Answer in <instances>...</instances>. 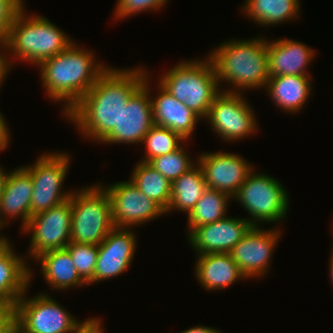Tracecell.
<instances>
[{
    "label": "cell",
    "instance_id": "cell-1",
    "mask_svg": "<svg viewBox=\"0 0 333 333\" xmlns=\"http://www.w3.org/2000/svg\"><path fill=\"white\" fill-rule=\"evenodd\" d=\"M146 67H109L94 86L64 115L80 135L101 142L119 124L121 110L143 85Z\"/></svg>",
    "mask_w": 333,
    "mask_h": 333
},
{
    "label": "cell",
    "instance_id": "cell-2",
    "mask_svg": "<svg viewBox=\"0 0 333 333\" xmlns=\"http://www.w3.org/2000/svg\"><path fill=\"white\" fill-rule=\"evenodd\" d=\"M77 45L73 42L64 51L37 66L40 69L42 86L49 100L65 104L62 111L64 115L110 67V65L105 66L101 61L99 63L92 51Z\"/></svg>",
    "mask_w": 333,
    "mask_h": 333
},
{
    "label": "cell",
    "instance_id": "cell-3",
    "mask_svg": "<svg viewBox=\"0 0 333 333\" xmlns=\"http://www.w3.org/2000/svg\"><path fill=\"white\" fill-rule=\"evenodd\" d=\"M267 44L268 39L263 36L229 40L207 55L213 62L219 85L230 84V89L225 87L221 91L243 93L248 89H265L269 79Z\"/></svg>",
    "mask_w": 333,
    "mask_h": 333
},
{
    "label": "cell",
    "instance_id": "cell-4",
    "mask_svg": "<svg viewBox=\"0 0 333 333\" xmlns=\"http://www.w3.org/2000/svg\"><path fill=\"white\" fill-rule=\"evenodd\" d=\"M24 9L25 4L14 16L4 42L5 64L9 72L13 68L14 59L26 63L28 61L37 67L44 60L64 51L75 41L45 16L30 13L28 15Z\"/></svg>",
    "mask_w": 333,
    "mask_h": 333
},
{
    "label": "cell",
    "instance_id": "cell-5",
    "mask_svg": "<svg viewBox=\"0 0 333 333\" xmlns=\"http://www.w3.org/2000/svg\"><path fill=\"white\" fill-rule=\"evenodd\" d=\"M162 75L158 83L202 120L205 119L222 88L209 56L206 59L180 61Z\"/></svg>",
    "mask_w": 333,
    "mask_h": 333
},
{
    "label": "cell",
    "instance_id": "cell-6",
    "mask_svg": "<svg viewBox=\"0 0 333 333\" xmlns=\"http://www.w3.org/2000/svg\"><path fill=\"white\" fill-rule=\"evenodd\" d=\"M70 242L99 245L115 227L106 190L97 183L73 191Z\"/></svg>",
    "mask_w": 333,
    "mask_h": 333
},
{
    "label": "cell",
    "instance_id": "cell-7",
    "mask_svg": "<svg viewBox=\"0 0 333 333\" xmlns=\"http://www.w3.org/2000/svg\"><path fill=\"white\" fill-rule=\"evenodd\" d=\"M288 195L278 179L253 169L232 199L248 212L250 218L246 219L253 226L261 227V223L283 222L290 205Z\"/></svg>",
    "mask_w": 333,
    "mask_h": 333
},
{
    "label": "cell",
    "instance_id": "cell-8",
    "mask_svg": "<svg viewBox=\"0 0 333 333\" xmlns=\"http://www.w3.org/2000/svg\"><path fill=\"white\" fill-rule=\"evenodd\" d=\"M70 154L45 152L31 165L22 166L31 176V217L47 211L69 199L73 191H65L63 184L71 166Z\"/></svg>",
    "mask_w": 333,
    "mask_h": 333
},
{
    "label": "cell",
    "instance_id": "cell-9",
    "mask_svg": "<svg viewBox=\"0 0 333 333\" xmlns=\"http://www.w3.org/2000/svg\"><path fill=\"white\" fill-rule=\"evenodd\" d=\"M27 291L14 307L16 333H69L82 322L47 293L28 298Z\"/></svg>",
    "mask_w": 333,
    "mask_h": 333
},
{
    "label": "cell",
    "instance_id": "cell-10",
    "mask_svg": "<svg viewBox=\"0 0 333 333\" xmlns=\"http://www.w3.org/2000/svg\"><path fill=\"white\" fill-rule=\"evenodd\" d=\"M243 93L221 91L205 118L211 130L225 142L242 141L257 133L258 120Z\"/></svg>",
    "mask_w": 333,
    "mask_h": 333
},
{
    "label": "cell",
    "instance_id": "cell-11",
    "mask_svg": "<svg viewBox=\"0 0 333 333\" xmlns=\"http://www.w3.org/2000/svg\"><path fill=\"white\" fill-rule=\"evenodd\" d=\"M72 223L71 199L32 216L22 230L31 234L27 255L33 260L49 250L65 249L70 243Z\"/></svg>",
    "mask_w": 333,
    "mask_h": 333
},
{
    "label": "cell",
    "instance_id": "cell-12",
    "mask_svg": "<svg viewBox=\"0 0 333 333\" xmlns=\"http://www.w3.org/2000/svg\"><path fill=\"white\" fill-rule=\"evenodd\" d=\"M100 183L108 194L115 227L141 226L153 219L157 220V217H162L163 214L166 215L158 203L145 196L130 180L118 181L108 186Z\"/></svg>",
    "mask_w": 333,
    "mask_h": 333
},
{
    "label": "cell",
    "instance_id": "cell-13",
    "mask_svg": "<svg viewBox=\"0 0 333 333\" xmlns=\"http://www.w3.org/2000/svg\"><path fill=\"white\" fill-rule=\"evenodd\" d=\"M150 76L149 73L145 76L143 85L122 108L119 124L101 141L102 144L134 145L142 142L154 125Z\"/></svg>",
    "mask_w": 333,
    "mask_h": 333
},
{
    "label": "cell",
    "instance_id": "cell-14",
    "mask_svg": "<svg viewBox=\"0 0 333 333\" xmlns=\"http://www.w3.org/2000/svg\"><path fill=\"white\" fill-rule=\"evenodd\" d=\"M279 229L276 226L267 230L253 226L231 250L232 259L247 279L258 280L269 272L274 248L282 233Z\"/></svg>",
    "mask_w": 333,
    "mask_h": 333
},
{
    "label": "cell",
    "instance_id": "cell-15",
    "mask_svg": "<svg viewBox=\"0 0 333 333\" xmlns=\"http://www.w3.org/2000/svg\"><path fill=\"white\" fill-rule=\"evenodd\" d=\"M207 187L231 198L255 168L244 157L229 152H203L197 157Z\"/></svg>",
    "mask_w": 333,
    "mask_h": 333
},
{
    "label": "cell",
    "instance_id": "cell-16",
    "mask_svg": "<svg viewBox=\"0 0 333 333\" xmlns=\"http://www.w3.org/2000/svg\"><path fill=\"white\" fill-rule=\"evenodd\" d=\"M131 228L114 227L98 245V258L93 278L88 285L122 275L130 268L137 247V236Z\"/></svg>",
    "mask_w": 333,
    "mask_h": 333
},
{
    "label": "cell",
    "instance_id": "cell-17",
    "mask_svg": "<svg viewBox=\"0 0 333 333\" xmlns=\"http://www.w3.org/2000/svg\"><path fill=\"white\" fill-rule=\"evenodd\" d=\"M253 225L246 218L224 217L211 224L192 229L188 242L196 256L208 253H230Z\"/></svg>",
    "mask_w": 333,
    "mask_h": 333
},
{
    "label": "cell",
    "instance_id": "cell-18",
    "mask_svg": "<svg viewBox=\"0 0 333 333\" xmlns=\"http://www.w3.org/2000/svg\"><path fill=\"white\" fill-rule=\"evenodd\" d=\"M33 182L30 174L22 167L8 172L6 182L0 199V226L3 228L6 221L20 218L23 228L31 218V196ZM9 218V219H6Z\"/></svg>",
    "mask_w": 333,
    "mask_h": 333
},
{
    "label": "cell",
    "instance_id": "cell-19",
    "mask_svg": "<svg viewBox=\"0 0 333 333\" xmlns=\"http://www.w3.org/2000/svg\"><path fill=\"white\" fill-rule=\"evenodd\" d=\"M269 77L282 75L312 76L307 68L315 57L314 49L300 41L280 38L268 40Z\"/></svg>",
    "mask_w": 333,
    "mask_h": 333
},
{
    "label": "cell",
    "instance_id": "cell-20",
    "mask_svg": "<svg viewBox=\"0 0 333 333\" xmlns=\"http://www.w3.org/2000/svg\"><path fill=\"white\" fill-rule=\"evenodd\" d=\"M156 85L157 95L151 96L154 125L166 127L188 141L198 121L202 119L168 93L159 83L156 82Z\"/></svg>",
    "mask_w": 333,
    "mask_h": 333
},
{
    "label": "cell",
    "instance_id": "cell-21",
    "mask_svg": "<svg viewBox=\"0 0 333 333\" xmlns=\"http://www.w3.org/2000/svg\"><path fill=\"white\" fill-rule=\"evenodd\" d=\"M195 276L207 291L224 290L238 280H247L230 253H208L197 256Z\"/></svg>",
    "mask_w": 333,
    "mask_h": 333
},
{
    "label": "cell",
    "instance_id": "cell-22",
    "mask_svg": "<svg viewBox=\"0 0 333 333\" xmlns=\"http://www.w3.org/2000/svg\"><path fill=\"white\" fill-rule=\"evenodd\" d=\"M312 76L282 75L269 77L266 93L280 111L299 113L308 102L312 91Z\"/></svg>",
    "mask_w": 333,
    "mask_h": 333
},
{
    "label": "cell",
    "instance_id": "cell-23",
    "mask_svg": "<svg viewBox=\"0 0 333 333\" xmlns=\"http://www.w3.org/2000/svg\"><path fill=\"white\" fill-rule=\"evenodd\" d=\"M25 259L12 249L0 261V302L6 306L15 307L32 284L30 282L33 280V270Z\"/></svg>",
    "mask_w": 333,
    "mask_h": 333
},
{
    "label": "cell",
    "instance_id": "cell-24",
    "mask_svg": "<svg viewBox=\"0 0 333 333\" xmlns=\"http://www.w3.org/2000/svg\"><path fill=\"white\" fill-rule=\"evenodd\" d=\"M34 261L40 264L44 280L54 290L65 291L69 288L88 285L78 274L71 255L66 249L46 251L37 256Z\"/></svg>",
    "mask_w": 333,
    "mask_h": 333
},
{
    "label": "cell",
    "instance_id": "cell-25",
    "mask_svg": "<svg viewBox=\"0 0 333 333\" xmlns=\"http://www.w3.org/2000/svg\"><path fill=\"white\" fill-rule=\"evenodd\" d=\"M300 0H245L241 11L254 21V24L276 26L298 19Z\"/></svg>",
    "mask_w": 333,
    "mask_h": 333
},
{
    "label": "cell",
    "instance_id": "cell-26",
    "mask_svg": "<svg viewBox=\"0 0 333 333\" xmlns=\"http://www.w3.org/2000/svg\"><path fill=\"white\" fill-rule=\"evenodd\" d=\"M207 188L201 167L197 163L172 182L171 200L166 214L180 211L188 216Z\"/></svg>",
    "mask_w": 333,
    "mask_h": 333
},
{
    "label": "cell",
    "instance_id": "cell-27",
    "mask_svg": "<svg viewBox=\"0 0 333 333\" xmlns=\"http://www.w3.org/2000/svg\"><path fill=\"white\" fill-rule=\"evenodd\" d=\"M129 180L145 196L158 203L165 211L171 200L172 183L149 163L138 161Z\"/></svg>",
    "mask_w": 333,
    "mask_h": 333
},
{
    "label": "cell",
    "instance_id": "cell-28",
    "mask_svg": "<svg viewBox=\"0 0 333 333\" xmlns=\"http://www.w3.org/2000/svg\"><path fill=\"white\" fill-rule=\"evenodd\" d=\"M231 199L225 192L207 188L187 216L188 232L198 226L211 224L226 217Z\"/></svg>",
    "mask_w": 333,
    "mask_h": 333
},
{
    "label": "cell",
    "instance_id": "cell-29",
    "mask_svg": "<svg viewBox=\"0 0 333 333\" xmlns=\"http://www.w3.org/2000/svg\"><path fill=\"white\" fill-rule=\"evenodd\" d=\"M187 140L183 139L178 133L166 127L153 125L142 140L145 146L144 158L140 161L149 163L152 159L169 154L176 150L181 144L186 145Z\"/></svg>",
    "mask_w": 333,
    "mask_h": 333
},
{
    "label": "cell",
    "instance_id": "cell-30",
    "mask_svg": "<svg viewBox=\"0 0 333 333\" xmlns=\"http://www.w3.org/2000/svg\"><path fill=\"white\" fill-rule=\"evenodd\" d=\"M184 147L185 146L181 144L176 150L169 154L152 159L149 164L172 183L197 164L195 160H191Z\"/></svg>",
    "mask_w": 333,
    "mask_h": 333
},
{
    "label": "cell",
    "instance_id": "cell-31",
    "mask_svg": "<svg viewBox=\"0 0 333 333\" xmlns=\"http://www.w3.org/2000/svg\"><path fill=\"white\" fill-rule=\"evenodd\" d=\"M65 249L70 253L80 277L88 283L93 278L98 258V245L70 242Z\"/></svg>",
    "mask_w": 333,
    "mask_h": 333
},
{
    "label": "cell",
    "instance_id": "cell-32",
    "mask_svg": "<svg viewBox=\"0 0 333 333\" xmlns=\"http://www.w3.org/2000/svg\"><path fill=\"white\" fill-rule=\"evenodd\" d=\"M169 0H118L114 10L115 21L128 18L144 11L163 8Z\"/></svg>",
    "mask_w": 333,
    "mask_h": 333
},
{
    "label": "cell",
    "instance_id": "cell-33",
    "mask_svg": "<svg viewBox=\"0 0 333 333\" xmlns=\"http://www.w3.org/2000/svg\"><path fill=\"white\" fill-rule=\"evenodd\" d=\"M23 0H0V41L5 42L10 26L18 10L24 5Z\"/></svg>",
    "mask_w": 333,
    "mask_h": 333
},
{
    "label": "cell",
    "instance_id": "cell-34",
    "mask_svg": "<svg viewBox=\"0 0 333 333\" xmlns=\"http://www.w3.org/2000/svg\"><path fill=\"white\" fill-rule=\"evenodd\" d=\"M0 333H16L15 308L0 302Z\"/></svg>",
    "mask_w": 333,
    "mask_h": 333
},
{
    "label": "cell",
    "instance_id": "cell-35",
    "mask_svg": "<svg viewBox=\"0 0 333 333\" xmlns=\"http://www.w3.org/2000/svg\"><path fill=\"white\" fill-rule=\"evenodd\" d=\"M100 318L90 317L79 323L71 332L69 333H104Z\"/></svg>",
    "mask_w": 333,
    "mask_h": 333
},
{
    "label": "cell",
    "instance_id": "cell-36",
    "mask_svg": "<svg viewBox=\"0 0 333 333\" xmlns=\"http://www.w3.org/2000/svg\"><path fill=\"white\" fill-rule=\"evenodd\" d=\"M1 89V87H0ZM10 129L6 122V119L2 113H0V150L7 149L10 141Z\"/></svg>",
    "mask_w": 333,
    "mask_h": 333
},
{
    "label": "cell",
    "instance_id": "cell-37",
    "mask_svg": "<svg viewBox=\"0 0 333 333\" xmlns=\"http://www.w3.org/2000/svg\"><path fill=\"white\" fill-rule=\"evenodd\" d=\"M4 51V42L0 41V87L3 85L2 83L5 81L6 76L9 75V70L6 67L5 64V54L3 53Z\"/></svg>",
    "mask_w": 333,
    "mask_h": 333
},
{
    "label": "cell",
    "instance_id": "cell-38",
    "mask_svg": "<svg viewBox=\"0 0 333 333\" xmlns=\"http://www.w3.org/2000/svg\"><path fill=\"white\" fill-rule=\"evenodd\" d=\"M180 333H222V332L215 327L213 328L209 326L196 325L195 327L193 326L187 330L185 329Z\"/></svg>",
    "mask_w": 333,
    "mask_h": 333
},
{
    "label": "cell",
    "instance_id": "cell-39",
    "mask_svg": "<svg viewBox=\"0 0 333 333\" xmlns=\"http://www.w3.org/2000/svg\"><path fill=\"white\" fill-rule=\"evenodd\" d=\"M4 235H0V261L13 249L10 240Z\"/></svg>",
    "mask_w": 333,
    "mask_h": 333
},
{
    "label": "cell",
    "instance_id": "cell-40",
    "mask_svg": "<svg viewBox=\"0 0 333 333\" xmlns=\"http://www.w3.org/2000/svg\"><path fill=\"white\" fill-rule=\"evenodd\" d=\"M0 151H4V149H1ZM5 169L2 168V166H0V199L2 197L3 194V190H4V186H5V182H6V177L8 175L7 171H4Z\"/></svg>",
    "mask_w": 333,
    "mask_h": 333
},
{
    "label": "cell",
    "instance_id": "cell-41",
    "mask_svg": "<svg viewBox=\"0 0 333 333\" xmlns=\"http://www.w3.org/2000/svg\"><path fill=\"white\" fill-rule=\"evenodd\" d=\"M331 259L329 261V273H330V281L332 282V285H333V247H332V252H331Z\"/></svg>",
    "mask_w": 333,
    "mask_h": 333
}]
</instances>
